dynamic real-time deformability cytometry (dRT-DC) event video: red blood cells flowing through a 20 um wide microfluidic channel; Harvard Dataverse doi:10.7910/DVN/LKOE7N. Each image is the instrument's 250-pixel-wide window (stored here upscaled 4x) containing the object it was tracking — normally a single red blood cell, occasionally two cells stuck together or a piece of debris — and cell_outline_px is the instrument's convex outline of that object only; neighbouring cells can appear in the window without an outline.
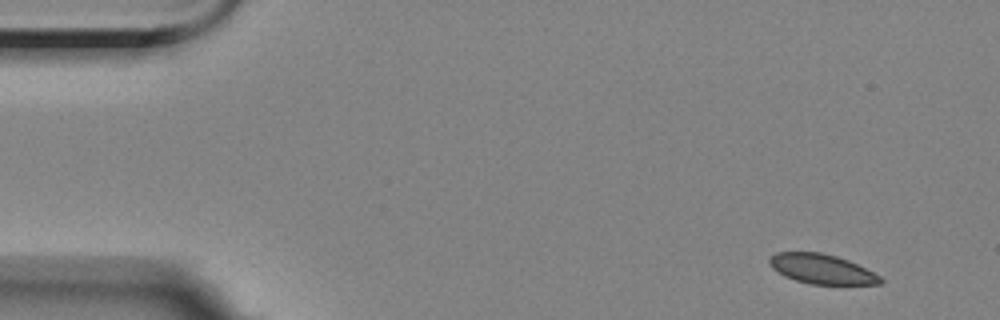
{"species": "Egyptian fruit bat (a non-hibernating species)", "species_latin": "Rousettus aegyptiacus", "temperature_condition": "room temperature", "stored_images_in_passage": 2, "camera_frame_rate_fps": 3000, "um_per_image_px": 0.085, "animal": {"sex": "female"}, "frame": {"image": 1, "passage_image": 1, "time_ms": 0.0, "image_size_px": [1000, 320], "cell_outline_px": [[884, 284], [812, 284], [796, 280], [784, 276], [772, 268], [768, 264], [768, 260], [776, 252], [820, 252], [836, 256], [848, 260], [880, 276], [884, 280]], "centroid_in_image_um": [69.83, 22.86], "position_along_channel_um": 15.2, "area_um2": 19.07}}